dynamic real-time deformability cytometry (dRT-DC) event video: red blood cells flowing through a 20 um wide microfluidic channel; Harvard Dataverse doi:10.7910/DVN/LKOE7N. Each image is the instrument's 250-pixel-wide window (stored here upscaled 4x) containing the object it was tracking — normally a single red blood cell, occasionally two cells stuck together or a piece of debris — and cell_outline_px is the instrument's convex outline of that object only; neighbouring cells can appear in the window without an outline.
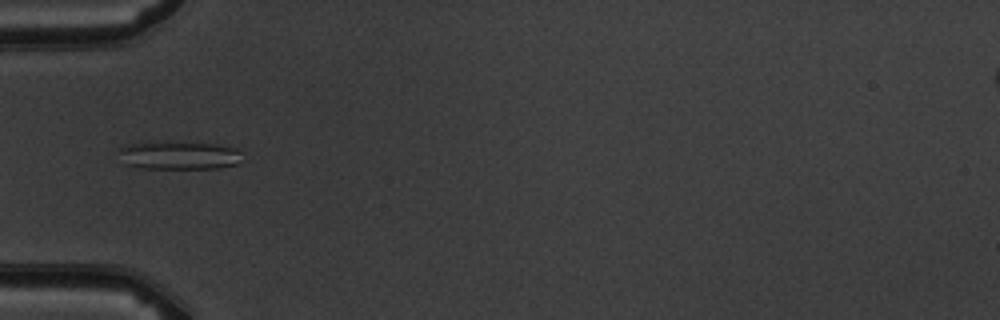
{"species": "common noctule bat (a hibernating species)", "species_latin": "Nyctalus noctula", "temperature_condition": "warm", "stored_images_in_passage": 5, "camera_frame_rate_fps": 3000, "um_per_image_px": 0.085, "animal": {"sex": "male", "body_mass_g": 19.5, "forearm_length_mm": 54.6}, "frame": {"image": 1, "passage_image": 5, "time_ms": 6.333, "image_size_px": [1000, 320], "cell_outline_px": [[240, 152], [236, 164], [220, 168], [140, 168], [124, 164], [116, 148], [128, 144], [216, 144], [236, 148]], "centroid_in_image_um": [15.16, 13.24], "position_along_channel_um": 69.8, "area_um2": 19.42}}